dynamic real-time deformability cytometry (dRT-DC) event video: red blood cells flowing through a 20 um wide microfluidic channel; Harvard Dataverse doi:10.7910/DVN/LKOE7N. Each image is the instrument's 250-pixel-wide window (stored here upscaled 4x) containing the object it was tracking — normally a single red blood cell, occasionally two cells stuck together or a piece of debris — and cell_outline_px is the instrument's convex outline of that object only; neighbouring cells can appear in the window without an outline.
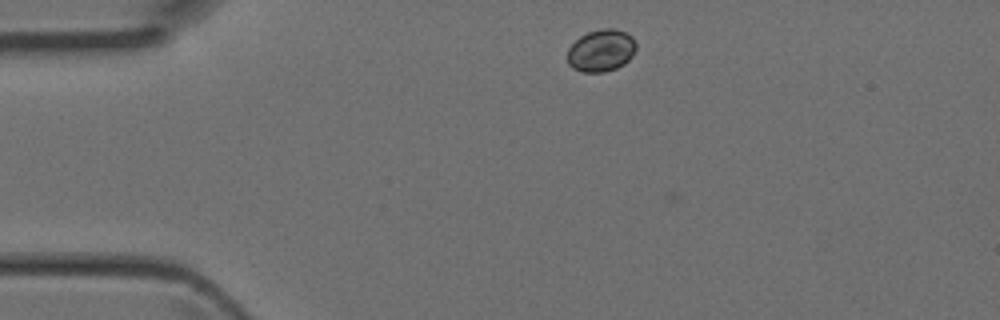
{"species": "Egyptian fruit bat (a non-hibernating species)", "species_latin": "Rousettus aegyptiacus", "temperature_condition": "room temperature", "stored_images_in_passage": 3, "camera_frame_rate_fps": 3000, "um_per_image_px": 0.085, "animal": {"sex": "female"}, "frame": {"image": 1, "passage_image": 2, "time_ms": 0.333, "image_size_px": [1000, 320], "cell_outline_px": [[636, 48], [632, 56], [624, 64], [616, 68], [604, 72], [584, 72], [572, 68], [568, 64], [568, 48], [580, 36], [588, 32], [600, 28], [616, 28], [628, 32], [632, 36], [636, 44]], "centroid_in_image_um": [51.11, 4.28], "position_along_channel_um": 33.9, "area_um2": 17.05}}